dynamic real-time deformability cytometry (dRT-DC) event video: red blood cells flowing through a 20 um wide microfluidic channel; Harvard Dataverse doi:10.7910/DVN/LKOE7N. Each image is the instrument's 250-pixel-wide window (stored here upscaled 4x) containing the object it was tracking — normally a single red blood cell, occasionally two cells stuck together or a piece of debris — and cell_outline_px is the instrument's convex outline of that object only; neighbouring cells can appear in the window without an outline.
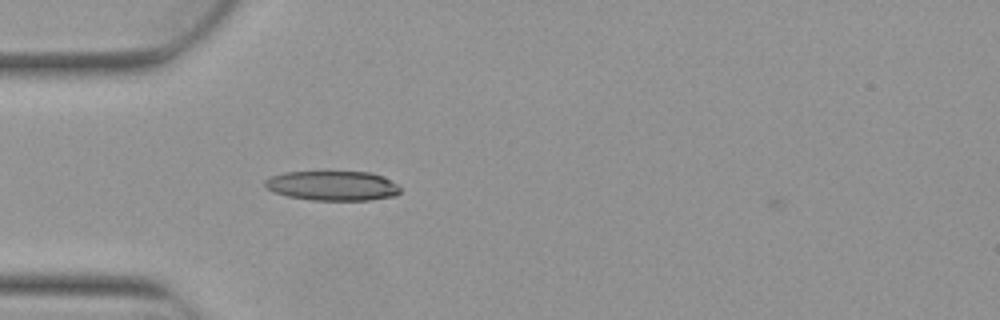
{"species": "Egyptian fruit bat (a non-hibernating species)", "species_latin": "Rousettus aegyptiacus", "temperature_condition": "warm", "stored_images_in_passage": 1, "camera_frame_rate_fps": 3000, "um_per_image_px": 0.085, "animal": {"sex": "female"}, "frame": {"image": 1, "passage_image": 1, "time_ms": 0.0, "image_size_px": [1000, 320], "cell_outline_px": [[400, 192], [396, 196], [368, 200], [312, 200], [288, 196], [272, 192], [264, 184], [264, 180], [272, 176], [284, 172], [372, 172], [396, 184], [400, 188]], "centroid_in_image_um": [28.25, 15.79], "position_along_channel_um": 56.8, "area_um2": 23.24}}